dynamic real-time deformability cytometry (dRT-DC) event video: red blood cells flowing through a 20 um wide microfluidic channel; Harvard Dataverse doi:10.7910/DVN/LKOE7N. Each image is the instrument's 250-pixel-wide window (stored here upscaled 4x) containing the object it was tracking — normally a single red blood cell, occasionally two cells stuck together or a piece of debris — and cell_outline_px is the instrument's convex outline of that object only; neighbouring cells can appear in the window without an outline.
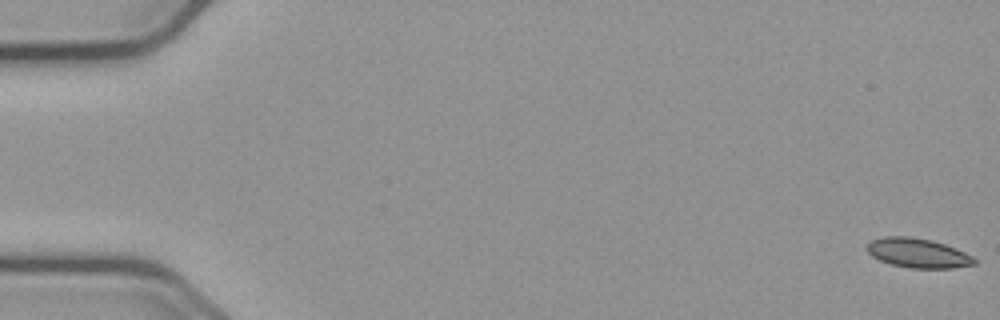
{"species": "common noctule bat (a hibernating species)", "species_latin": "Nyctalus noctula", "temperature_condition": "cold", "stored_images_in_passage": 10, "camera_frame_rate_fps": 3000, "um_per_image_px": 0.085, "animal": {"sex": "male", "body_mass_g": 23.1, "forearm_length_mm": 52.7}, "frame": {"image": 1, "passage_image": 1, "time_ms": 0.0, "image_size_px": [1000, 320], "cell_outline_px": [[976, 264], [952, 268], [912, 268], [892, 264], [880, 260], [872, 256], [864, 248], [872, 240], [884, 236], [908, 236], [932, 240], [944, 244], [964, 252], [972, 256], [976, 260]], "centroid_in_image_um": [78.0, 21.5], "position_along_channel_um": 7.0, "area_um2": 18.32}}